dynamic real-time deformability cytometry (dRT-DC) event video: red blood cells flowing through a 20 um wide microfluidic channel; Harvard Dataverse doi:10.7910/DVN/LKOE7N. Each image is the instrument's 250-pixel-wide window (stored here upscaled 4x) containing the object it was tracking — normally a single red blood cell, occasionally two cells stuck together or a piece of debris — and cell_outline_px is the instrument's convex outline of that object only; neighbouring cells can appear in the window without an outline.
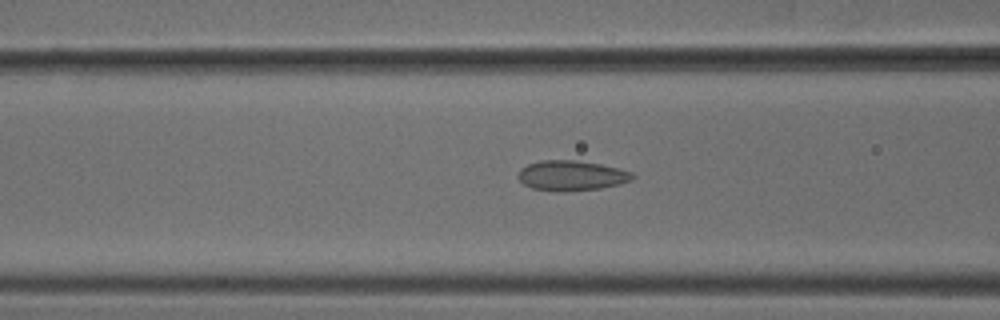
{"species": "common noctule bat (a hibernating species)", "species_latin": "Nyctalus noctula", "temperature_condition": "cold", "stored_images_in_passage": 45, "camera_frame_rate_fps": 3000, "um_per_image_px": 0.085, "animal": {"sex": "male", "body_mass_g": 18.8}, "frame": {"image": 1, "passage_image": 14, "time_ms": 4.333, "image_size_px": [1000, 320], "cell_outline_px": [[636, 176], [632, 180], [620, 184], [600, 188], [564, 192], [556, 192], [532, 188], [524, 184], [516, 176], [520, 168], [528, 164], [540, 160], [576, 160], [600, 164], [620, 168], [632, 172]], "centroid_in_image_um": [48.57, 14.92], "position_along_channel_um": 118.0, "area_um2": 20.35}}
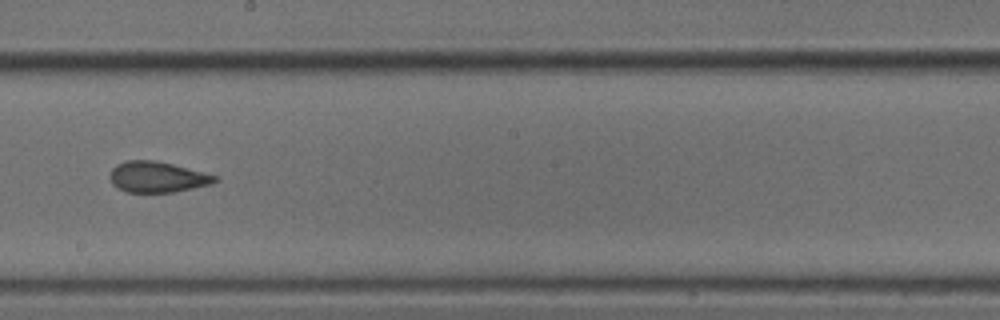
{"frame": {"image": 2, "passage_image": 23, "time_ms": 7.333, "image_size_px": [1000, 320], "cell_outline_px": [[216, 180], [212, 184], [172, 192], [128, 192], [116, 188], [112, 184], [108, 176], [112, 168], [116, 164], [128, 160], [152, 160], [172, 164], [204, 172], [216, 176]], "centroid_in_image_um": [13.31, 15.04], "position_along_channel_um": 234.9, "area_um2": 18.79}}
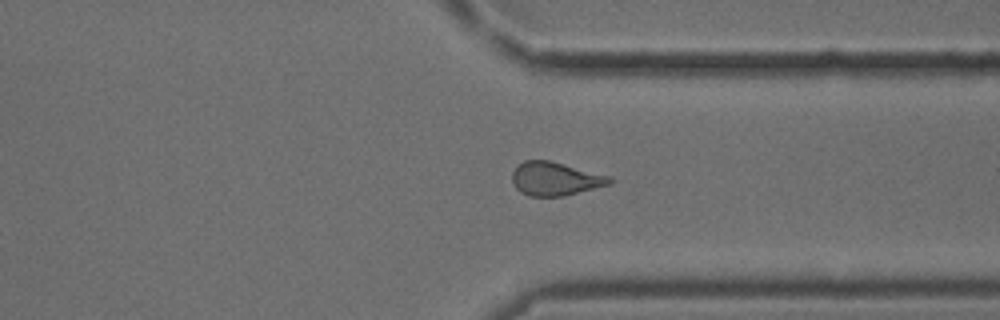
{"frame": {"image": 3, "passage_image": 33, "time_ms": 10.667, "image_size_px": [1000, 320], "cell_outline_px": [[612, 184], [564, 196], [528, 196], [520, 192], [516, 188], [512, 180], [512, 172], [524, 160], [548, 160], [564, 164], [608, 176], [612, 180]], "centroid_in_image_um": [47.17, 15.21], "position_along_channel_um": 364.2, "area_um2": 18.84}, "authors_computed_cell_mechanics": {"area_um2": 19.3052, "velocity_mm_per_s": 3.8856, "shape_relaxation_time_tau1_ms": null, "shape_relaxation_time_tau2_ms": 1.9576, "deformation_change_tau1": null, "deformation_change_tau2": 0.086}}